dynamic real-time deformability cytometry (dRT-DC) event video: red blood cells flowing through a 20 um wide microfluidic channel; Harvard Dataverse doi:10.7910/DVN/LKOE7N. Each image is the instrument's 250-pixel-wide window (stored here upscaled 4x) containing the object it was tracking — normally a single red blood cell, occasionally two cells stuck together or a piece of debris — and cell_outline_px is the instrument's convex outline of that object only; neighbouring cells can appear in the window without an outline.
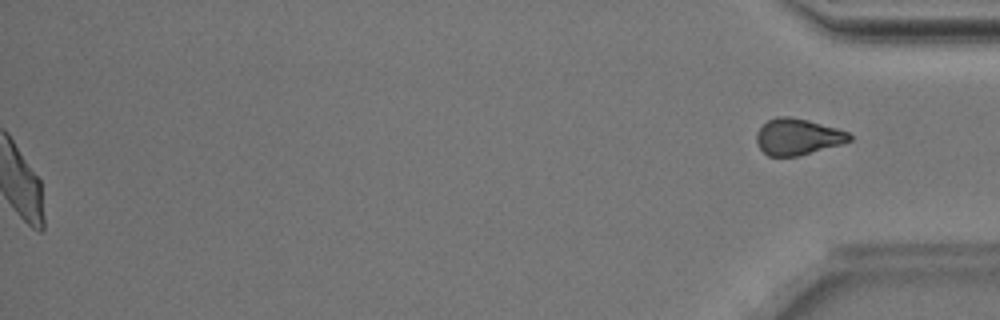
{"species": "Egyptian fruit bat (a non-hibernating species)", "species_latin": "Rousettus aegyptiacus", "temperature_condition": "room temperature", "stored_images_in_passage": 52, "segment_of_instrument_passage": [2, 2], "camera_frame_rate_fps": 3000, "um_per_image_px": 0.085, "animal": {"sex": "male"}, "frame": {"image": 1, "passage_image": 52, "time_ms": 17.0, "image_size_px": [1000, 320], "cell_outline_px": [[852, 140], [844, 144], [796, 156], [768, 156], [756, 144], [756, 132], [768, 120], [776, 116], [792, 116], [808, 120], [836, 128], [848, 132], [852, 136]], "centroid_in_image_um": [67.8, 11.62], "position_along_channel_um": 367.4, "area_um2": 19.77}}